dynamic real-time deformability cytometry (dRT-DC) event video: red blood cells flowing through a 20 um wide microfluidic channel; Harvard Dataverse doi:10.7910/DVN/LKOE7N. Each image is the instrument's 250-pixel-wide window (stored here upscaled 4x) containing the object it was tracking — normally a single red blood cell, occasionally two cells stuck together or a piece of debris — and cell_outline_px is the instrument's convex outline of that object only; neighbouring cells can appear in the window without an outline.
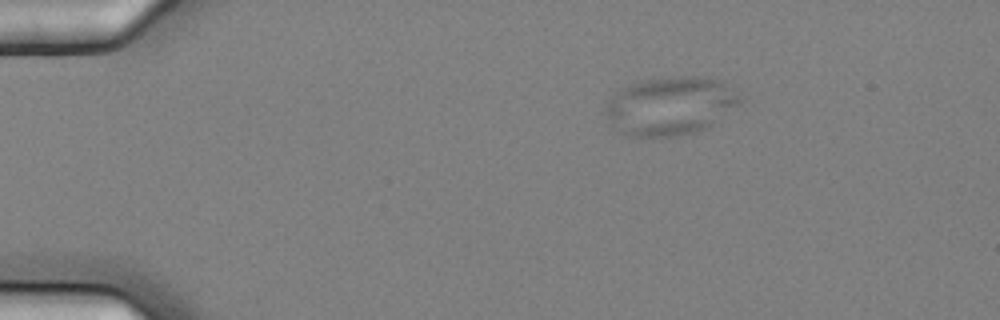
{"species": "common noctule bat (a hibernating species)", "species_latin": "Nyctalus noctula", "temperature_condition": "cold", "stored_images_in_passage": 4, "camera_frame_rate_fps": 3000, "um_per_image_px": 0.085, "animal": {"sex": "female", "body_mass_g": 25.1}, "frame": {"image": 1, "passage_image": 2, "time_ms": 0.333, "image_size_px": [1000, 320], "cell_outline_px": [[740, 104], [704, 128], [696, 132], [672, 136], [632, 136], [616, 128], [612, 124], [604, 112], [612, 92], [628, 84], [648, 80], [680, 76], [692, 76], [720, 80], [740, 100]], "centroid_in_image_um": [56.9, 8.99], "position_along_channel_um": 28.1, "area_um2": 44.62}}